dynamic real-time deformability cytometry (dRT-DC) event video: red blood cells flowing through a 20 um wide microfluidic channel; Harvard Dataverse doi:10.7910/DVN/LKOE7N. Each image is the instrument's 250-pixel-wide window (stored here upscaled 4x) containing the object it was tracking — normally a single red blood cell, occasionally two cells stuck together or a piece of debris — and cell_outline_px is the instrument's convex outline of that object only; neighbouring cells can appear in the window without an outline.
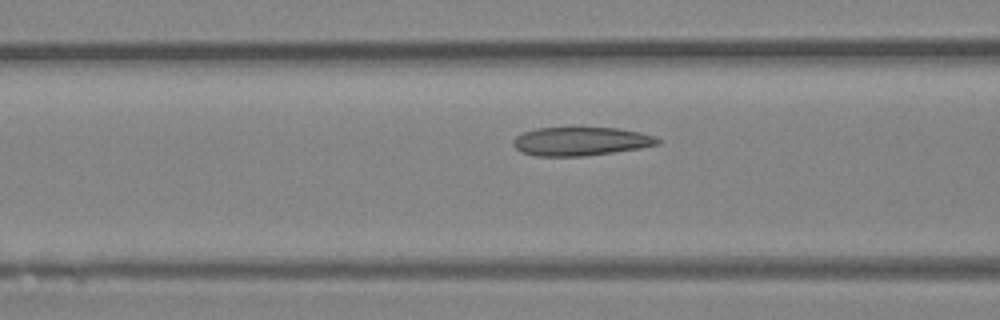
{"species": "Egyptian fruit bat (a non-hibernating species)", "species_latin": "Rousettus aegyptiacus", "temperature_condition": "room temperature", "stored_images_in_passage": 23, "camera_frame_rate_fps": 3000, "um_per_image_px": 0.085, "animal": {"sex": "female"}, "frame": {"image": 1, "passage_image": 15, "time_ms": 4.667, "image_size_px": [1000, 320], "cell_outline_px": [[660, 144], [640, 148], [584, 156], [536, 156], [520, 152], [512, 144], [512, 140], [516, 136], [524, 132], [536, 128], [580, 124], [616, 128], [640, 132], [656, 136], [660, 140]], "centroid_in_image_um": [49.34, 11.96], "position_along_channel_um": 117.3, "area_um2": 25.2}}
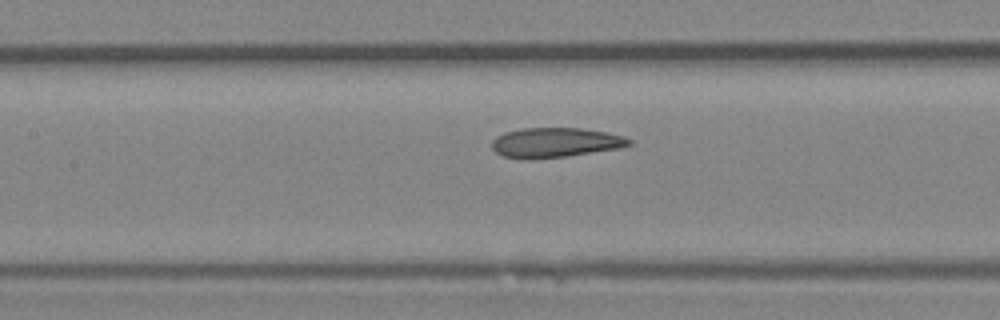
{"frame": {"image": 2, "passage_image": 18, "time_ms": 5.667, "image_size_px": [1000, 320], "cell_outline_px": [[632, 144], [620, 148], [564, 156], [528, 160], [524, 160], [500, 156], [492, 148], [492, 140], [496, 136], [504, 132], [520, 128], [580, 128], [604, 132], [624, 136], [632, 140]], "centroid_in_image_um": [47.14, 12.12], "position_along_channel_um": 160.3, "area_um2": 23.93}}
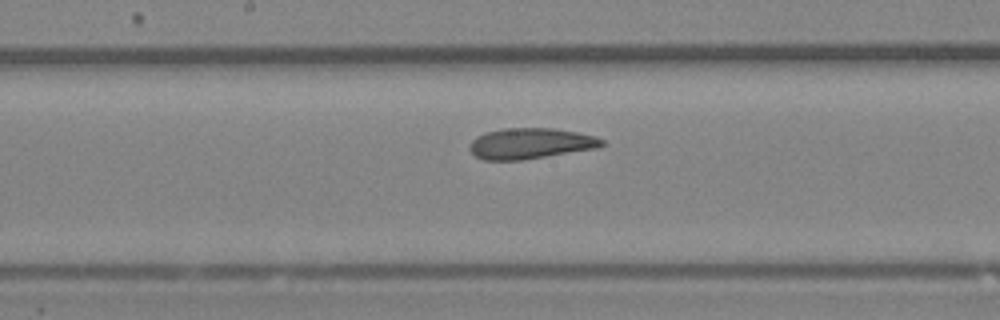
{"frame": {"image": 3, "passage_image": 21, "time_ms": 6.667, "image_size_px": [1000, 320], "cell_outline_px": [[604, 144], [596, 148], [524, 160], [484, 160], [476, 156], [468, 148], [472, 140], [476, 136], [484, 132], [504, 128], [552, 128], [576, 132], [596, 136], [604, 140]], "centroid_in_image_um": [45.06, 12.19], "position_along_channel_um": 203.1, "area_um2": 23.76}}